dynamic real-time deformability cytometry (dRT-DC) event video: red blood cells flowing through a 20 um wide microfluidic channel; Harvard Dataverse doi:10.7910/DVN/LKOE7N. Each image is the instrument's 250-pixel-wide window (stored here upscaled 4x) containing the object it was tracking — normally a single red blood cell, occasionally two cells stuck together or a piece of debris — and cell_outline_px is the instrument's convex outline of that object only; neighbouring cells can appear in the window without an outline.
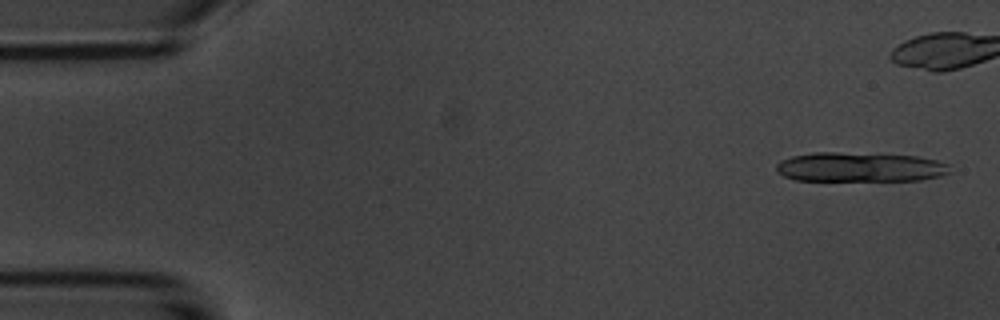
{"species": "common noctule bat (a hibernating species)", "species_latin": "Nyctalus noctula", "temperature_condition": "room temperature", "stored_images_in_passage": 6, "segment_of_instrument_passage": [2, 2], "camera_frame_rate_fps": 3000, "um_per_image_px": 0.085, "animal": {"sex": "male", "body_mass_g": 20.1, "forearm_length_mm": 53.5}, "frame": {"image": 1, "passage_image": 6, "time_ms": 6.667, "image_size_px": [1000, 320], "cell_outline_px": [[952, 172], [944, 176], [920, 180], [796, 180], [784, 176], [776, 172], [776, 164], [780, 160], [792, 156], [812, 152], [836, 152], [916, 156], [936, 160], [948, 164]], "centroid_in_image_um": [73.1, 14.2], "position_along_channel_um": 11.9, "area_um2": 29.94}}